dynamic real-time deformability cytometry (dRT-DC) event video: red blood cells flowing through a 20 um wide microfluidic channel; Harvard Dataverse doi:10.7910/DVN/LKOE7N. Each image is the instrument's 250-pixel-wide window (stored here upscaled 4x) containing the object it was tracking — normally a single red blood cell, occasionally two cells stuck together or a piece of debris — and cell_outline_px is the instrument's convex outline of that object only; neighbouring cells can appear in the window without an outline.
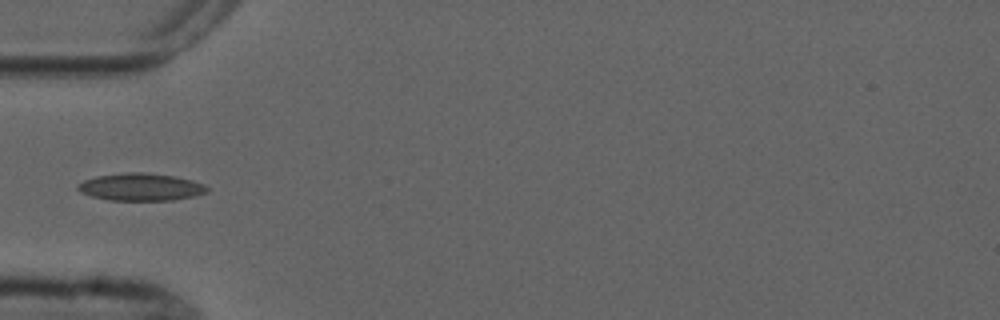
{"species": "common noctule bat (a hibernating species)", "species_latin": "Nyctalus noctula", "temperature_condition": "cold", "stored_images_in_passage": 4, "camera_frame_rate_fps": 3000, "um_per_image_px": 0.085, "animal": {"sex": "male", "forearm_length_mm": 52.5}, "frame": {"image": 1, "passage_image": 4, "time_ms": 4.333, "image_size_px": [1000, 320], "cell_outline_px": [[208, 192], [196, 196], [172, 200], [108, 200], [92, 196], [80, 192], [76, 188], [76, 184], [84, 180], [96, 176], [128, 172], [140, 172], [172, 176], [192, 180], [204, 184], [208, 188]], "centroid_in_image_um": [11.95, 15.9], "position_along_channel_um": 73.0, "area_um2": 20.63}}